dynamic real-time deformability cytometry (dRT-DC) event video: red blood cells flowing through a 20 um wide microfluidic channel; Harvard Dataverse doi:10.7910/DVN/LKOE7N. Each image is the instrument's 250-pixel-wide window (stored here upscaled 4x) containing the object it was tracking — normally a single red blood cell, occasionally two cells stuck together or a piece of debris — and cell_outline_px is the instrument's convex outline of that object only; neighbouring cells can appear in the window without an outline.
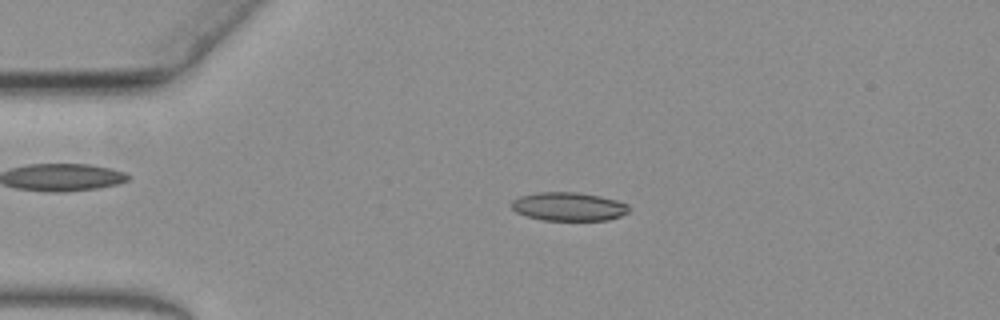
{"species": "common noctule bat (a hibernating species)", "species_latin": "Nyctalus noctula", "temperature_condition": "warm", "stored_images_in_passage": 60, "camera_frame_rate_fps": 3000, "um_per_image_px": 0.085, "animal": {"sex": "female", "body_mass_g": 19.3, "forearm_length_mm": 54.1}, "frame": {"image": 1, "passage_image": 13, "time_ms": 4.0, "image_size_px": [1000, 320], "cell_outline_px": [[632, 208], [628, 212], [620, 216], [608, 220], [544, 220], [528, 216], [516, 212], [512, 208], [512, 200], [520, 196], [536, 192], [576, 192], [600, 196], [616, 200], [628, 204]], "centroid_in_image_um": [48.36, 17.55], "position_along_channel_um": 36.6, "area_um2": 19.54}}
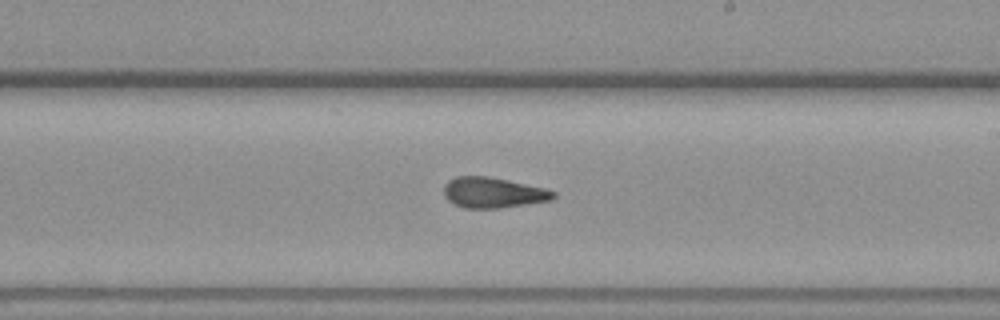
{"frame": {"image": 2, "passage_image": 35, "time_ms": 11.333, "image_size_px": [1000, 320], "cell_outline_px": [[556, 196], [552, 200], [500, 208], [464, 208], [448, 200], [444, 196], [444, 184], [448, 180], [456, 176], [488, 176], [508, 180], [544, 188], [556, 192]], "centroid_in_image_um": [41.9, 16.37], "position_along_channel_um": 247.1, "area_um2": 19.48}}
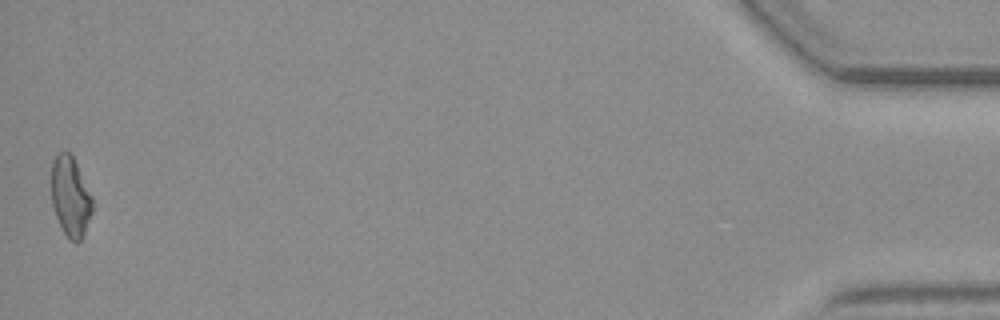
{"frame": {"image": 3, "passage_image": 60, "time_ms": 19.667, "image_size_px": [1000, 320], "cell_outline_px": [[92, 212], [84, 232], [80, 240], [76, 244], [68, 240], [60, 228], [52, 204], [52, 160], [56, 152], [64, 148], [72, 156], [92, 196]], "centroid_in_image_um": [5.96, 16.71], "position_along_channel_um": 429.2, "area_um2": 19.25}}